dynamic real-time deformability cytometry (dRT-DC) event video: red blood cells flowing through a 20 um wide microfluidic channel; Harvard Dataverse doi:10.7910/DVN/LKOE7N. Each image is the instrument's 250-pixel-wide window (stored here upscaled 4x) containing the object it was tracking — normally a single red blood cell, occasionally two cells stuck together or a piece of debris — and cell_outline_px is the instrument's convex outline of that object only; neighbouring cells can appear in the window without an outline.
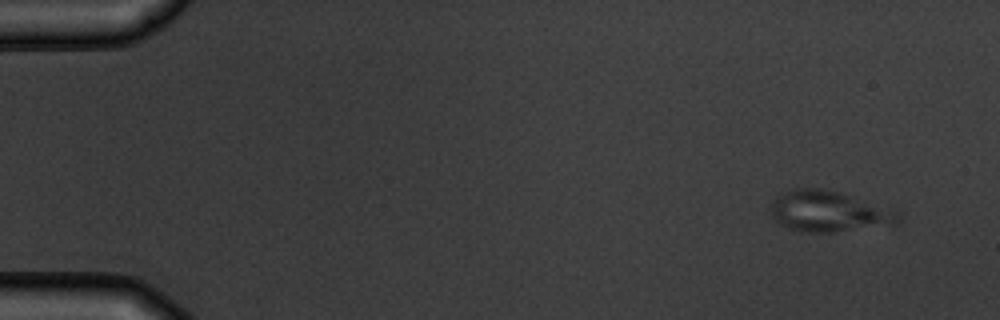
{"species": "common noctule bat (a hibernating species)", "species_latin": "Nyctalus noctula", "temperature_condition": "warm", "stored_images_in_passage": 4, "camera_frame_rate_fps": 3000, "um_per_image_px": 0.085, "animal": {"sex": "male", "body_mass_g": 19.5, "forearm_length_mm": 54.6}, "frame": {"image": 1, "passage_image": 1, "time_ms": 0.0, "image_size_px": [1000, 320], "cell_outline_px": [[900, 224], [828, 232], [808, 232], [788, 228], [780, 224], [772, 216], [772, 204], [776, 196], [792, 188], [820, 188], [840, 192], [900, 212]], "centroid_in_image_um": [70.46, 17.96], "position_along_channel_um": 14.5, "area_um2": 30.11}}